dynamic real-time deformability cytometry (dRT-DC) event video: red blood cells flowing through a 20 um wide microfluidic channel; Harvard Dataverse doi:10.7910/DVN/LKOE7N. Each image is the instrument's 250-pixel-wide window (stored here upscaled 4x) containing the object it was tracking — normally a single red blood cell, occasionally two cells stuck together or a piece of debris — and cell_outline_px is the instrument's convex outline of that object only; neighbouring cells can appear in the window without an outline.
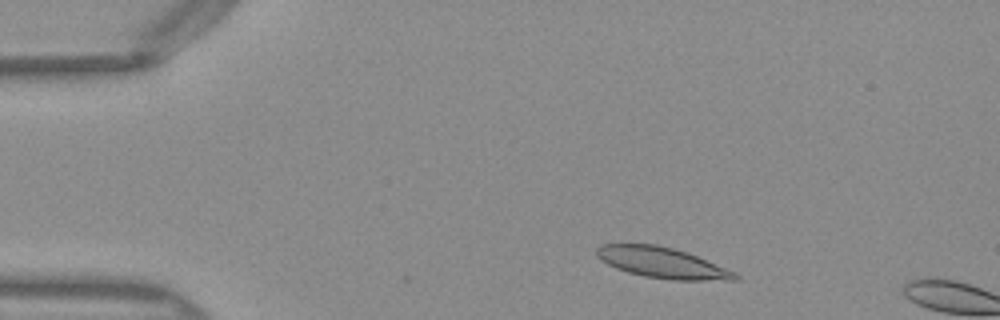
{"species": "Egyptian fruit bat (a non-hibernating species)", "species_latin": "Rousettus aegyptiacus", "temperature_condition": "warm", "stored_images_in_passage": 8, "camera_frame_rate_fps": 3000, "um_per_image_px": 0.085, "frame": {"image": 1, "passage_image": 5, "time_ms": 1.333, "image_size_px": [1000, 320], "cell_outline_px": [[740, 280], [672, 280], [644, 276], [628, 272], [616, 268], [600, 260], [596, 256], [596, 248], [600, 244], [656, 244], [688, 252], [736, 272], [740, 276]], "centroid_in_image_um": [56.3, 22.33], "position_along_channel_um": 28.7, "area_um2": 24.91}}